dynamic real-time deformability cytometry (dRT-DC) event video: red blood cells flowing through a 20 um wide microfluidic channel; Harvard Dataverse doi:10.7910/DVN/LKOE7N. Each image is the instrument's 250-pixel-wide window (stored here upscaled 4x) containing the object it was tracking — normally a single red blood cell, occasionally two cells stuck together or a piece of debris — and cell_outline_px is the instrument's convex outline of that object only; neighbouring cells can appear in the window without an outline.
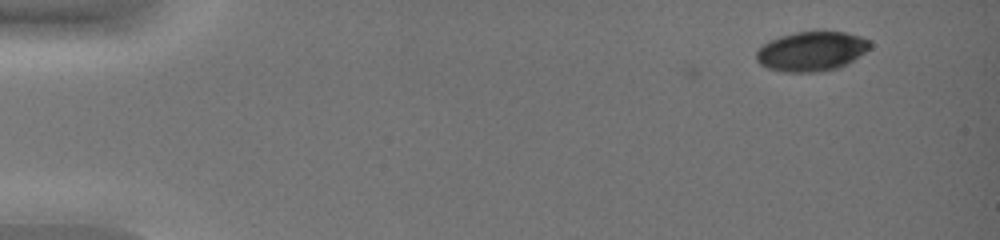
{"species": "common noctule bat (a hibernating species)", "species_latin": "Nyctalus noctula", "temperature_condition": "warm", "stored_images_in_passage": 8, "camera_frame_rate_fps": 3000, "um_per_image_px": 0.085, "animal": {"sex": "female", "body_mass_g": 19.0, "forearm_length_mm": 51.5}, "frame": {"image": 1, "passage_image": 8, "time_ms": 2.333, "image_size_px": [1000, 240], "cell_outline_px": [[872, 48], [848, 64], [840, 68], [820, 72], [784, 72], [768, 68], [760, 64], [756, 60], [756, 52], [764, 44], [780, 36], [796, 32], [816, 28], [848, 32], [860, 36], [868, 40], [872, 44]], "centroid_in_image_um": [69.05, 4.33], "position_along_channel_um": 16.0, "area_um2": 27.11}}